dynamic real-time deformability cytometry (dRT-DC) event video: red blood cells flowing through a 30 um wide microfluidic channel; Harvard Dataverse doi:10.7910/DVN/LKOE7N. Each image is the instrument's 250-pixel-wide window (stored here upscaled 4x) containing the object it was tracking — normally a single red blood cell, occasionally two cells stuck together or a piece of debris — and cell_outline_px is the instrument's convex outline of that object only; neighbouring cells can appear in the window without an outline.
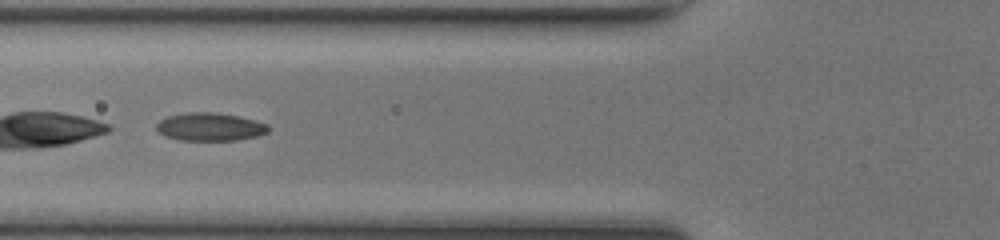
{"species": "common noctule bat (a hibernating species)", "species_latin": "Nyctalus noctula", "temperature_condition": "room temperature", "stored_images_in_passage": 47, "camera_frame_rate_fps": 3000, "um_per_image_px": 0.085, "animal": {"sex": "female", "body_mass_g": 17.0, "forearm_length_mm": 48.0}, "frame": {"image": 1, "passage_image": 18, "time_ms": 5.667, "image_size_px": [1000, 240], "cell_outline_px": [[268, 132], [256, 136], [236, 140], [180, 140], [164, 136], [156, 132], [156, 124], [160, 120], [168, 116], [184, 112], [216, 112], [240, 116], [256, 120], [268, 124]], "centroid_in_image_um": [17.82, 10.77], "position_along_channel_um": 108.0, "area_um2": 18.5}}
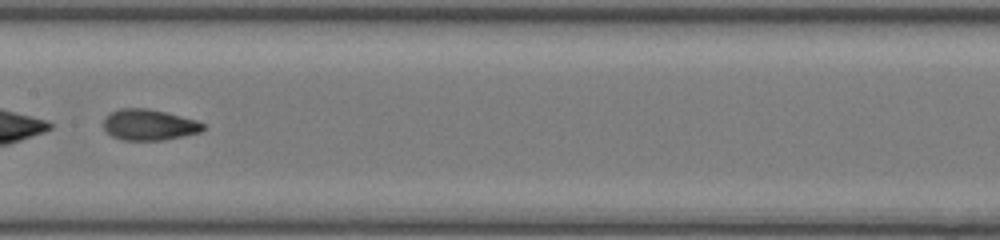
{"frame": {"image": 2, "passage_image": 24, "time_ms": 7.667, "image_size_px": [1000, 240], "cell_outline_px": [[204, 128], [200, 132], [184, 136], [164, 140], [124, 140], [112, 136], [104, 128], [104, 116], [120, 108], [148, 108], [196, 120], [204, 124]], "centroid_in_image_um": [12.66, 10.61], "position_along_channel_um": 194.7, "area_um2": 17.86}}